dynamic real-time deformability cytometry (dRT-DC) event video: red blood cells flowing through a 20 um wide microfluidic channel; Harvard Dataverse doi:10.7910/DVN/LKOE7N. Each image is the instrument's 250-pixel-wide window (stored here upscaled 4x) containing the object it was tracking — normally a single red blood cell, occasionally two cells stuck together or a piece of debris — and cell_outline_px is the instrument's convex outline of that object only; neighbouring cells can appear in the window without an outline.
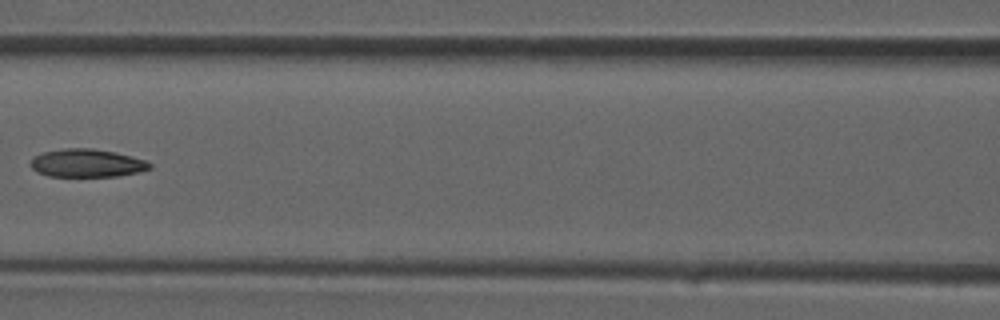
{"species": "common noctule bat (a hibernating species)", "species_latin": "Nyctalus noctula", "temperature_condition": "room temperature", "stored_images_in_passage": 36, "camera_frame_rate_fps": 3000, "um_per_image_px": 0.085, "animal": {"sex": "male", "forearm_length_mm": 52.5}, "frame": {"image": 1, "passage_image": 16, "time_ms": 5.0, "image_size_px": [1000, 320], "cell_outline_px": [[152, 168], [140, 172], [116, 176], [48, 176], [36, 172], [28, 164], [36, 156], [44, 152], [64, 148], [92, 148], [116, 152], [148, 160], [152, 164]], "centroid_in_image_um": [7.43, 13.86], "position_along_channel_um": 159.2, "area_um2": 19.65}}